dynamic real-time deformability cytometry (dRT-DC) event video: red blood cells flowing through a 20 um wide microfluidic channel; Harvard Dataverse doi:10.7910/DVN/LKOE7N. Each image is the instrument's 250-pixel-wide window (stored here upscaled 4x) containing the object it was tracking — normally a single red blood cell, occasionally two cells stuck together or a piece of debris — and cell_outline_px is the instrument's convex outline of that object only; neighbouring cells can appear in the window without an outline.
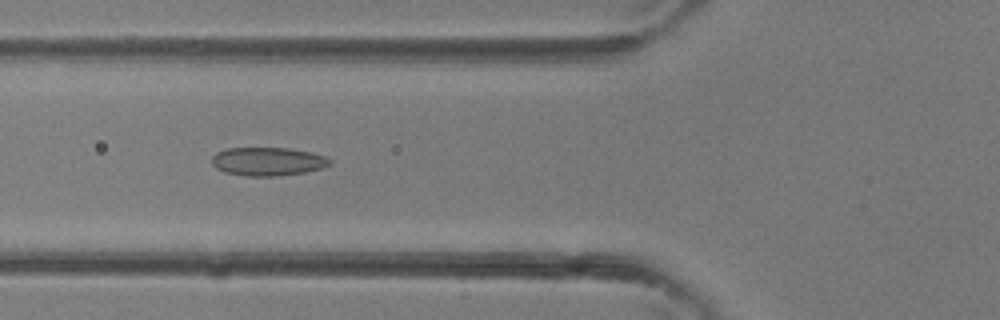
{"species": "common noctule bat (a hibernating species)", "species_latin": "Nyctalus noctula", "temperature_condition": "room temperature", "stored_images_in_passage": 29, "camera_frame_rate_fps": 3000, "um_per_image_px": 0.085, "animal": {"sex": "female"}, "frame": {"image": 1, "passage_image": 5, "time_ms": 1.333, "image_size_px": [1000, 320], "cell_outline_px": [[332, 164], [320, 168], [304, 172], [280, 176], [248, 176], [224, 172], [216, 168], [212, 164], [212, 156], [216, 152], [228, 148], [288, 148], [312, 152], [324, 156], [332, 160]], "centroid_in_image_um": [22.76, 13.72], "position_along_channel_um": 103.0, "area_um2": 19.59}}
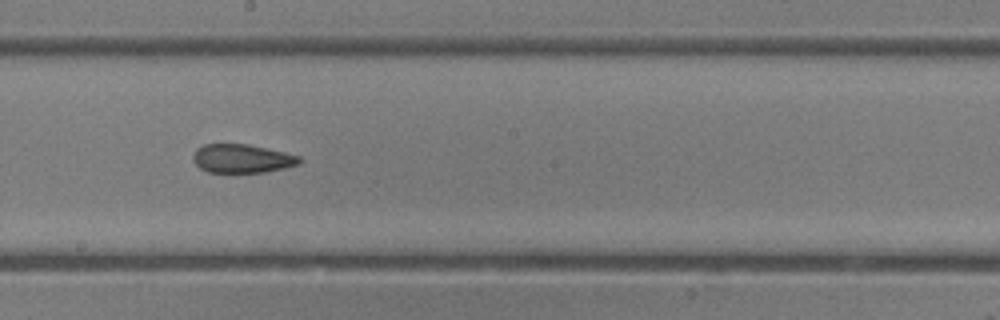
{"frame": {"image": 2, "passage_image": 12, "time_ms": 3.667, "image_size_px": [1000, 320], "cell_outline_px": [[304, 160], [300, 164], [284, 168], [264, 172], [208, 172], [200, 168], [192, 160], [192, 156], [196, 148], [204, 144], [248, 144], [284, 152], [300, 156]], "centroid_in_image_um": [20.58, 13.47], "position_along_channel_um": 227.6, "area_um2": 17.86}}
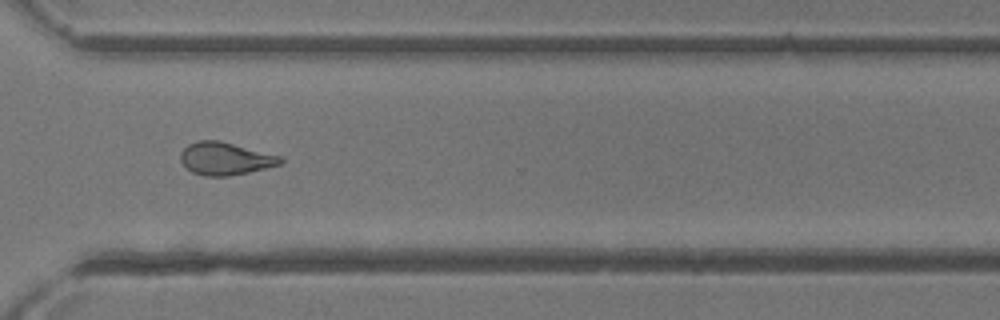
{"frame": {"image": 3, "passage_image": 19, "time_ms": 6.0, "image_size_px": [1000, 320], "cell_outline_px": [[284, 160], [280, 164], [248, 172], [228, 176], [204, 176], [192, 172], [180, 160], [180, 152], [188, 144], [196, 140], [220, 140], [284, 156]], "centroid_in_image_um": [19.16, 13.46], "position_along_channel_um": 351.4, "area_um2": 19.19}}